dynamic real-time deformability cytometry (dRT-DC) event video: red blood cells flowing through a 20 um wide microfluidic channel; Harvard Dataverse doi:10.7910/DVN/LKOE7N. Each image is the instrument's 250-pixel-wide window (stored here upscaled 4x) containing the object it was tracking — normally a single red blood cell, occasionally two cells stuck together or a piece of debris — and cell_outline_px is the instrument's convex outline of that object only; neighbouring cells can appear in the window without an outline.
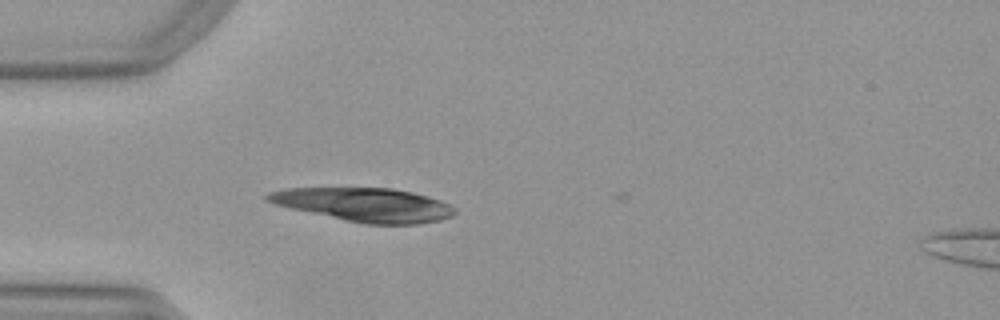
{"species": "Egyptian fruit bat (a non-hibernating species)", "species_latin": "Rousettus aegyptiacus", "temperature_condition": "warm", "stored_images_in_passage": 32, "camera_frame_rate_fps": 3000, "um_per_image_px": 0.085, "animal": {"sex": "female"}, "frame": {"image": 1, "passage_image": 1, "time_ms": 0.0, "image_size_px": [1000, 320], "cell_outline_px": [[456, 212], [452, 216], [440, 220], [420, 224], [364, 224], [292, 208], [276, 204], [264, 200], [264, 196], [268, 192], [288, 188], [392, 188], [412, 192], [428, 196], [440, 200], [448, 204]], "centroid_in_image_um": [30.99, 17.4], "position_along_channel_um": 54.0, "area_um2": 36.41}}